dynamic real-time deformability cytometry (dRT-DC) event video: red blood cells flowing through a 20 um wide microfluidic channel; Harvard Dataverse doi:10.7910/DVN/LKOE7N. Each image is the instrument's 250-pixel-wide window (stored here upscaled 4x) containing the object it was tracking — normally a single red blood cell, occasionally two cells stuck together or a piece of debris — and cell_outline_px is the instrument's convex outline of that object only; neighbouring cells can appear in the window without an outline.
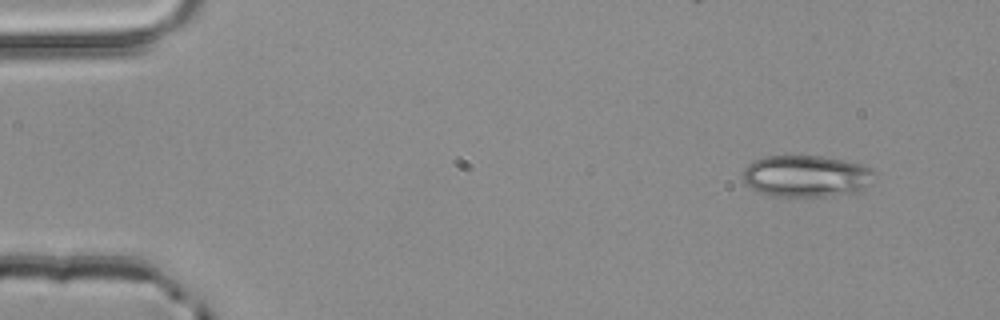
{"species": "common noctule bat (a hibernating species)", "species_latin": "Nyctalus noctula", "temperature_condition": "room temperature", "stored_images_in_passage": 2, "camera_frame_rate_fps": 3000, "um_per_image_px": 0.085, "animal": {"sex": "male", "body_mass_g": 20.4}, "frame": {"image": 1, "passage_image": 1, "time_ms": 0.0, "image_size_px": [1000, 320], "cell_outline_px": [[876, 172], [864, 188], [860, 192], [788, 200], [772, 196], [760, 192], [744, 184], [740, 176], [744, 168], [748, 164], [764, 156], [824, 156], [844, 160], [860, 164], [872, 168]], "centroid_in_image_um": [68.47, 15.01], "position_along_channel_um": 16.5, "area_um2": 32.95}}